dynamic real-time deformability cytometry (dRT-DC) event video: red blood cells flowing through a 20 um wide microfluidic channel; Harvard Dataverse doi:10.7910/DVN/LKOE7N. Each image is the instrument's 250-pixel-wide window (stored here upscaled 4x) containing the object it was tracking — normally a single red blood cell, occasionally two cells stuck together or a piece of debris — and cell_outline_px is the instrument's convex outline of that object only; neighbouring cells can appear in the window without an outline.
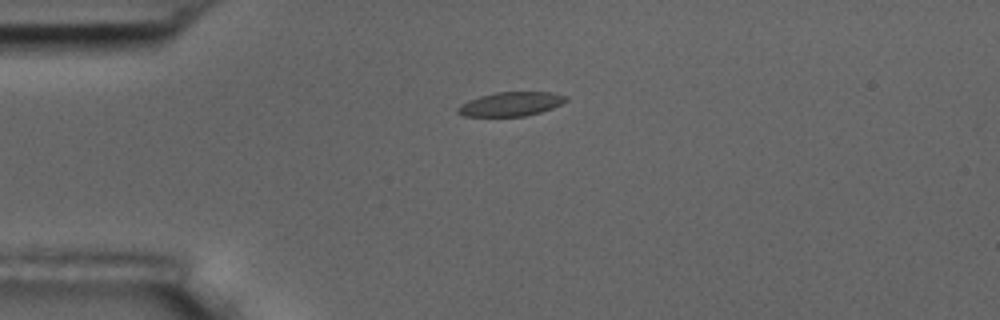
{"species": "common noctule bat (a hibernating species)", "species_latin": "Nyctalus noctula", "temperature_condition": "room temperature", "stored_images_in_passage": 3, "camera_frame_rate_fps": 3000, "um_per_image_px": 0.085, "animal": {"sex": "male", "body_mass_g": 17.5, "forearm_length_mm": 52.3}, "frame": {"image": 1, "passage_image": 2, "time_ms": 1.333, "image_size_px": [1000, 320], "cell_outline_px": [[568, 100], [552, 108], [540, 112], [524, 116], [464, 116], [456, 112], [456, 108], [460, 104], [468, 100], [480, 96], [496, 92], [552, 92], [568, 96]], "centroid_in_image_um": [43.4, 8.84], "position_along_channel_um": 41.6, "area_um2": 15.2}}